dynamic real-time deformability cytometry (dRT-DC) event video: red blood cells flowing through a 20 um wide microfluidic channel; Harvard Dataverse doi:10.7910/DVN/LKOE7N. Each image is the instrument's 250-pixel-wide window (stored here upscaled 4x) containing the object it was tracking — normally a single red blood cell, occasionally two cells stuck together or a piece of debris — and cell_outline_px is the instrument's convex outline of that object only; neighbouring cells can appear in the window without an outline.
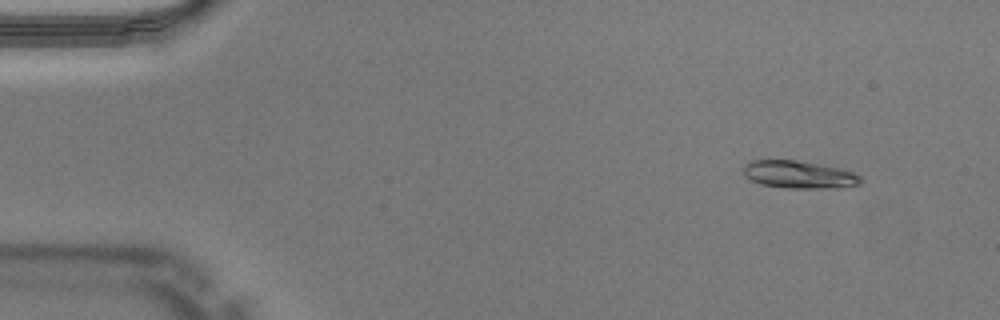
{"species": "Egyptian fruit bat (a non-hibernating species)", "species_latin": "Rousettus aegyptiacus", "temperature_condition": "warm", "stored_images_in_passage": 49, "camera_frame_rate_fps": 3000, "um_per_image_px": 0.085, "animal": {"sex": "male"}, "frame": {"image": 1, "passage_image": 4, "time_ms": 1.0, "image_size_px": [1000, 320], "cell_outline_px": [[860, 184], [836, 188], [788, 188], [760, 184], [744, 176], [744, 164], [752, 160], [796, 160], [856, 172], [860, 176]], "centroid_in_image_um": [67.89, 14.84], "position_along_channel_um": 17.1, "area_um2": 18.67}}
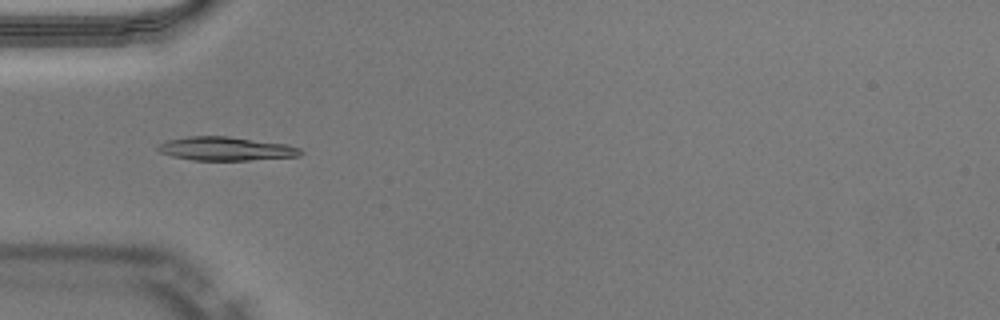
{"frame": {"image": 2, "passage_image": 15, "time_ms": 4.667, "image_size_px": [1000, 320], "cell_outline_px": [[304, 152], [300, 156], [248, 160], [192, 160], [172, 156], [160, 152], [156, 148], [160, 144], [168, 140], [188, 136], [228, 136], [288, 144], [300, 148]], "centroid_in_image_um": [19.23, 12.64], "position_along_channel_um": 65.8, "area_um2": 19.71}}
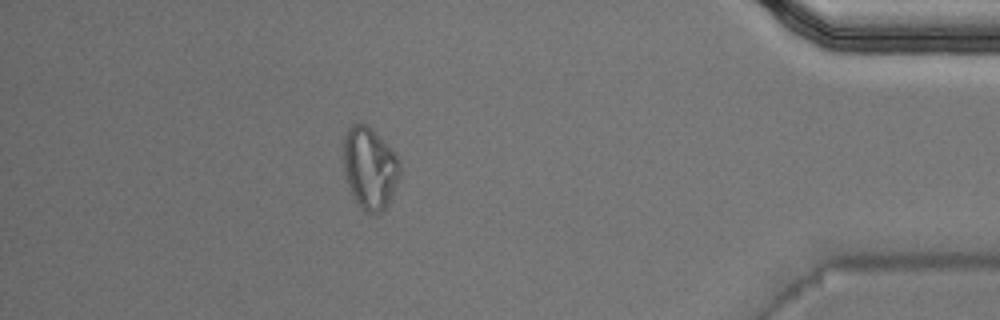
{"frame": {"image": 3, "passage_image": 43, "time_ms": 14.0, "image_size_px": [1000, 320], "cell_outline_px": [[400, 176], [388, 204], [380, 212], [368, 212], [356, 200], [348, 184], [344, 168], [344, 132], [352, 124], [364, 124], [372, 128], [380, 136], [396, 156], [400, 168]], "centroid_in_image_um": [31.43, 14.24], "position_along_channel_um": 403.8, "area_um2": 26.3}, "authors_computed_cell_mechanics": {"area_um2": 18.9584, "velocity_mm_per_s": 4.0768, "shape_relaxation_time_tau1_ms": null, "shape_relaxation_time_tau2_ms": 3.3178, "deformation_change_tau1": null, "deformation_change_tau2": 0.0729}}